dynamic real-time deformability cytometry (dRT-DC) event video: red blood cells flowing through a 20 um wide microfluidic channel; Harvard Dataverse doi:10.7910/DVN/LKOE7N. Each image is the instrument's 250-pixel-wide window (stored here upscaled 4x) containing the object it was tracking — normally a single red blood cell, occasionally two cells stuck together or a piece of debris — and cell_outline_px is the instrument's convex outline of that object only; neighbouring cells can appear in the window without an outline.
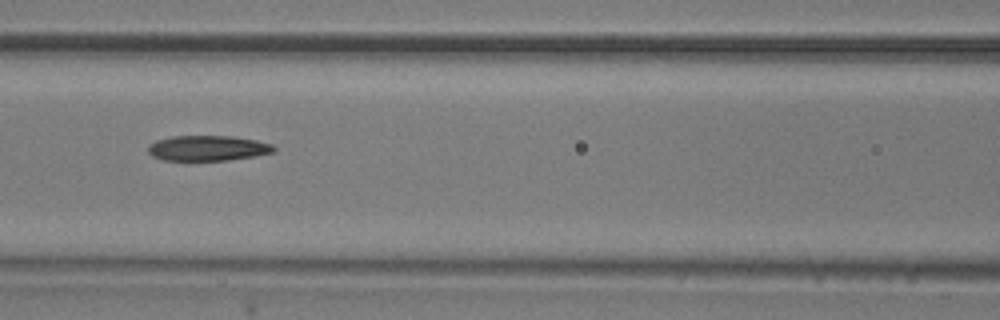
{"species": "common noctule bat (a hibernating species)", "species_latin": "Nyctalus noctula", "temperature_condition": "room temperature", "stored_images_in_passage": 9, "camera_frame_rate_fps": 3000, "um_per_image_px": 0.085, "animal": {"sex": "male", "body_mass_g": 20.5, "forearm_length_mm": 52.5}, "frame": {"image": 1, "passage_image": 6, "time_ms": 1.667, "image_size_px": [1000, 320], "cell_outline_px": [[276, 148], [272, 152], [256, 156], [228, 160], [164, 160], [152, 156], [148, 152], [148, 144], [156, 140], [172, 136], [232, 136], [256, 140], [272, 144]], "centroid_in_image_um": [17.64, 12.59], "position_along_channel_um": 149.0, "area_um2": 18.55}}
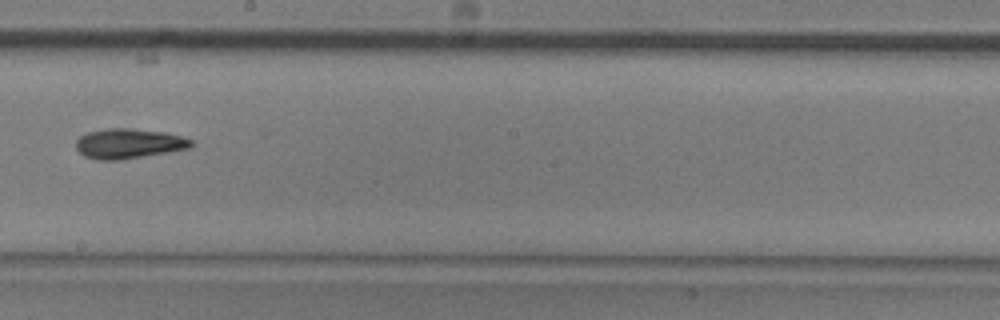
{"frame": {"image": 2, "passage_image": 8, "time_ms": 2.333, "image_size_px": [1000, 320], "cell_outline_px": [[196, 144], [188, 148], [168, 152], [120, 160], [100, 160], [84, 156], [76, 148], [76, 140], [80, 136], [88, 132], [104, 128], [132, 128], [164, 132], [180, 136], [192, 140]], "centroid_in_image_um": [10.93, 12.2], "position_along_channel_um": 237.3, "area_um2": 20.11}}
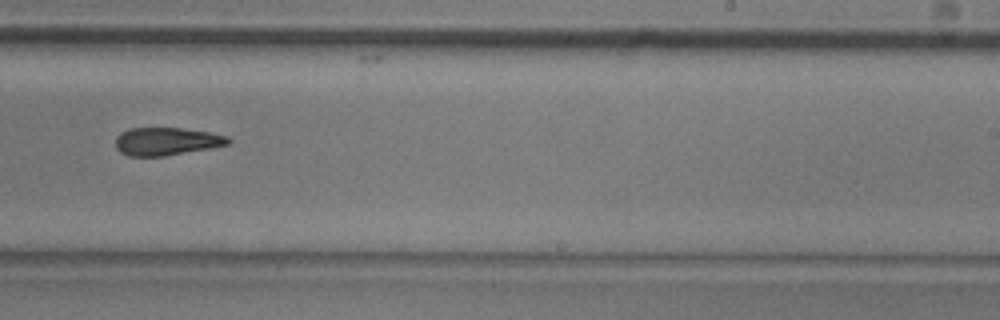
{"frame": {"image": 3, "passage_image": 9, "time_ms": 2.667, "image_size_px": [1000, 320], "cell_outline_px": [[232, 140], [228, 144], [208, 148], [164, 156], [128, 156], [120, 152], [116, 148], [116, 136], [120, 132], [128, 128], [180, 128], [212, 132], [228, 136]], "centroid_in_image_um": [14.13, 12.0], "position_along_channel_um": 274.9, "area_um2": 18.32}}